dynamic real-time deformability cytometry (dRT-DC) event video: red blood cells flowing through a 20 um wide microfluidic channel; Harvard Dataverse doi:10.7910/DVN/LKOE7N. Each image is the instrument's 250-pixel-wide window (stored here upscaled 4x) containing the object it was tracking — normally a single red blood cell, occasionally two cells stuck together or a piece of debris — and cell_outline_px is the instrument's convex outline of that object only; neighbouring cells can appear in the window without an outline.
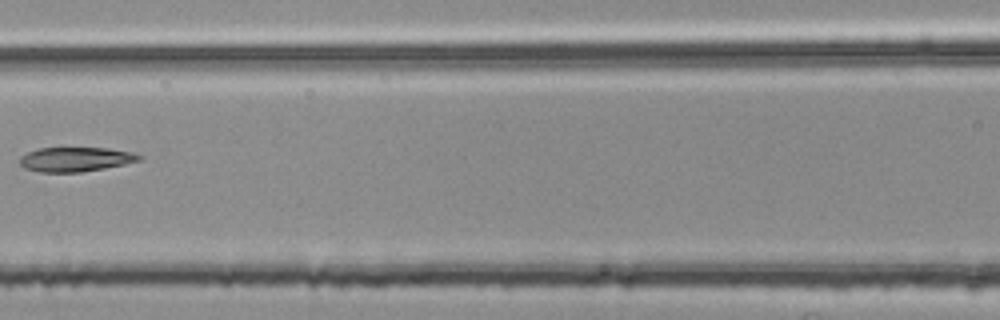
{"species": "common noctule bat (a hibernating species)", "species_latin": "Nyctalus noctula", "temperature_condition": "room temperature", "stored_images_in_passage": 3, "camera_frame_rate_fps": 3000, "um_per_image_px": 0.085, "animal": {"sex": "female", "body_mass_g": 25.1}, "frame": {"image": 1, "passage_image": 3, "time_ms": 0.667, "image_size_px": [1000, 320], "cell_outline_px": [[144, 156], [140, 160], [124, 164], [104, 168], [80, 172], [40, 172], [24, 168], [20, 164], [20, 156], [28, 152], [40, 148], [60, 144], [108, 148], [132, 152]], "centroid_in_image_um": [6.39, 13.48], "position_along_channel_um": 160.2, "area_um2": 17.92}}